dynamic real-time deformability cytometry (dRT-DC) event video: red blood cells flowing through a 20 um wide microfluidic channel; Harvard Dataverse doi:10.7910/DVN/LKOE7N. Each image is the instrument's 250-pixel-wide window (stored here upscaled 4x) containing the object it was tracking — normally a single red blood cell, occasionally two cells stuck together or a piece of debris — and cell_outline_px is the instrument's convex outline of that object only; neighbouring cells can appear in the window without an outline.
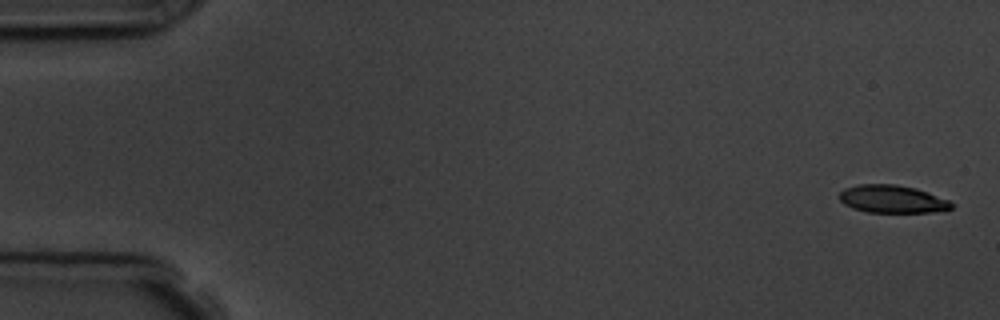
{"species": "common noctule bat (a hibernating species)", "species_latin": "Nyctalus noctula", "temperature_condition": "room temperature", "stored_images_in_passage": 7, "camera_frame_rate_fps": 3000, "um_per_image_px": 0.085, "animal": {"sex": "male", "body_mass_g": 19.5, "forearm_length_mm": 54.6}, "frame": {"image": 1, "passage_image": 1, "time_ms": 0.0, "image_size_px": [1000, 320], "cell_outline_px": [[956, 204], [952, 208], [932, 212], [868, 212], [852, 208], [844, 204], [840, 200], [840, 192], [844, 188], [856, 184], [896, 184], [916, 188], [928, 192], [948, 200]], "centroid_in_image_um": [75.84, 16.91], "position_along_channel_um": 9.2, "area_um2": 18.21}}
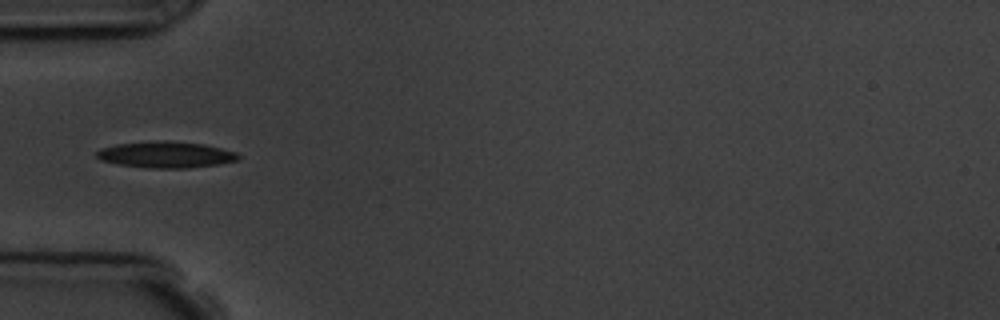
{"frame": {"image": 2, "passage_image": 5, "time_ms": 5.333, "image_size_px": [1000, 320], "cell_outline_px": [[240, 160], [220, 164], [188, 168], [152, 168], [120, 164], [100, 160], [96, 156], [96, 152], [100, 148], [116, 144], [164, 140], [204, 144], [236, 152], [240, 156]], "centroid_in_image_um": [14.12, 13.14], "position_along_channel_um": 70.9, "area_um2": 21.68}}
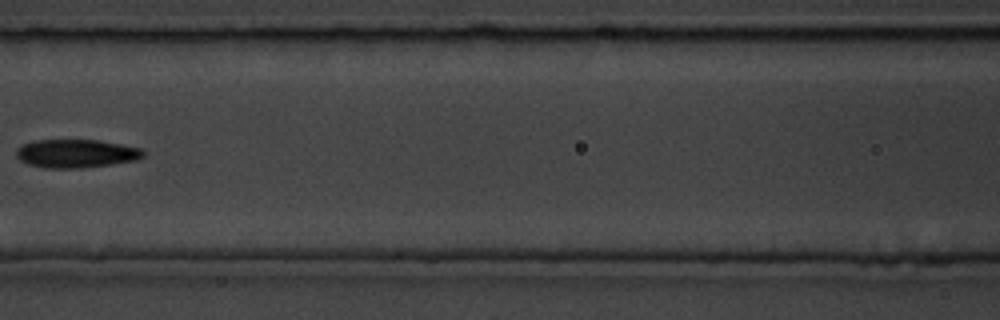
{"frame": {"image": 3, "passage_image": 7, "time_ms": 7.667, "image_size_px": [1000, 320], "cell_outline_px": [[144, 156], [136, 160], [112, 164], [80, 168], [44, 168], [28, 164], [20, 160], [16, 156], [16, 148], [20, 144], [32, 140], [100, 140], [140, 148], [144, 152]], "centroid_in_image_um": [6.42, 13.04], "position_along_channel_um": 160.2, "area_um2": 21.15}}